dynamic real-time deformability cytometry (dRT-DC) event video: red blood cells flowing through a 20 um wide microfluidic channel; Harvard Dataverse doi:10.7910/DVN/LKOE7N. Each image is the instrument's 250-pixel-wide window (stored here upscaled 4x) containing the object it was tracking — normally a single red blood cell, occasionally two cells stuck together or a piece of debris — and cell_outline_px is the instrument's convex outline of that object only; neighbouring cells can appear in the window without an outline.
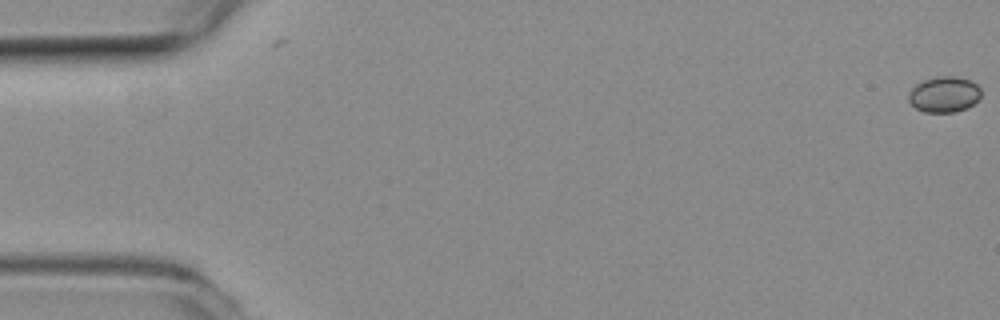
{"species": "common noctule bat (a hibernating species)", "species_latin": "Nyctalus noctula", "temperature_condition": "room temperature", "stored_images_in_passage": 2, "camera_frame_rate_fps": 3000, "um_per_image_px": 0.085, "animal": {"sex": "female", "body_mass_g": 19.3, "forearm_length_mm": 54.1}, "frame": {"image": 1, "passage_image": 2, "time_ms": 0.333, "image_size_px": [1000, 320], "cell_outline_px": [[980, 96], [968, 108], [952, 112], [924, 112], [916, 108], [908, 100], [908, 92], [916, 84], [924, 80], [936, 76], [956, 76], [972, 80], [980, 88]], "centroid_in_image_um": [80.24, 8.01], "position_along_channel_um": 4.8, "area_um2": 15.14}}